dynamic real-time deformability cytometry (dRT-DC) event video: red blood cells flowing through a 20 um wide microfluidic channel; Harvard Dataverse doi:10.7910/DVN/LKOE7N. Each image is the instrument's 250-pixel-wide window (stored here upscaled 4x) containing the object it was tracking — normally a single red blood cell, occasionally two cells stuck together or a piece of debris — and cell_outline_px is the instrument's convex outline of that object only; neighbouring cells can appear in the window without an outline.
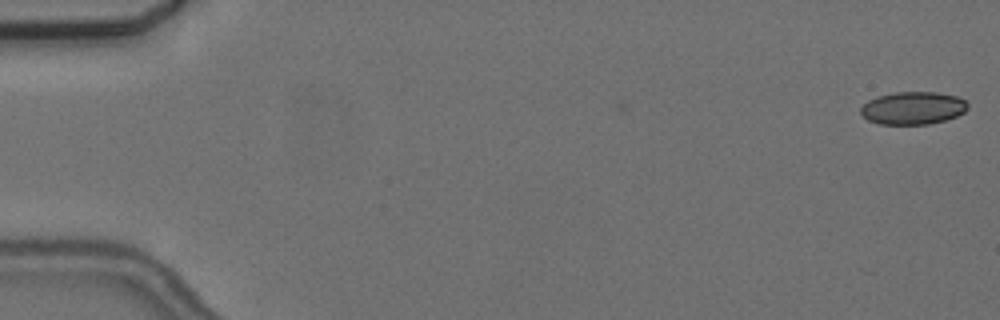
{"species": "common noctule bat (a hibernating species)", "species_latin": "Nyctalus noctula", "temperature_condition": "cold", "stored_images_in_passage": 2, "camera_frame_rate_fps": 3000, "um_per_image_px": 0.085, "animal": {"sex": "female", "body_mass_g": 24.6, "forearm_length_mm": 56.2}, "frame": {"image": 1, "passage_image": 2, "time_ms": 1.333, "image_size_px": [1000, 320], "cell_outline_px": [[968, 108], [964, 112], [956, 116], [944, 120], [928, 124], [880, 124], [868, 120], [860, 112], [860, 108], [868, 100], [876, 96], [896, 92], [936, 92], [956, 96], [964, 100], [968, 104]], "centroid_in_image_um": [77.59, 9.18], "position_along_channel_um": 7.4, "area_um2": 20.35}}